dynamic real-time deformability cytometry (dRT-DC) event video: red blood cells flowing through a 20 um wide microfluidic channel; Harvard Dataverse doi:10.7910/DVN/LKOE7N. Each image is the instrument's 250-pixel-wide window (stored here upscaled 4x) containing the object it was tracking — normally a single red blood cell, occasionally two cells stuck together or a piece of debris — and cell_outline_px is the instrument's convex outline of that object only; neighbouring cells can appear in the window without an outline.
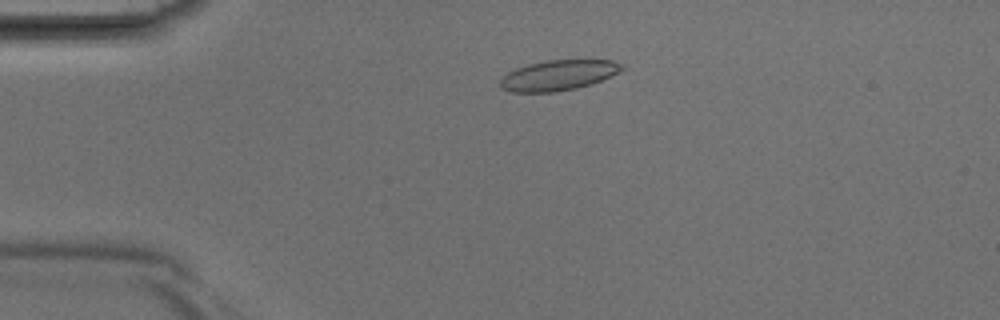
{"species": "Egyptian fruit bat (a non-hibernating species)", "species_latin": "Rousettus aegyptiacus", "temperature_condition": "room temperature", "stored_images_in_passage": 38, "camera_frame_rate_fps": 3000, "um_per_image_px": 0.085, "animal": {"sex": "male"}, "frame": {"image": 1, "passage_image": 6, "time_ms": 1.667, "image_size_px": [1000, 320], "cell_outline_px": [[624, 68], [600, 80], [576, 88], [552, 92], [512, 92], [500, 88], [500, 80], [508, 72], [516, 68], [528, 64], [548, 60], [612, 60], [624, 64]], "centroid_in_image_um": [47.41, 6.39], "position_along_channel_um": 37.6, "area_um2": 21.15}}
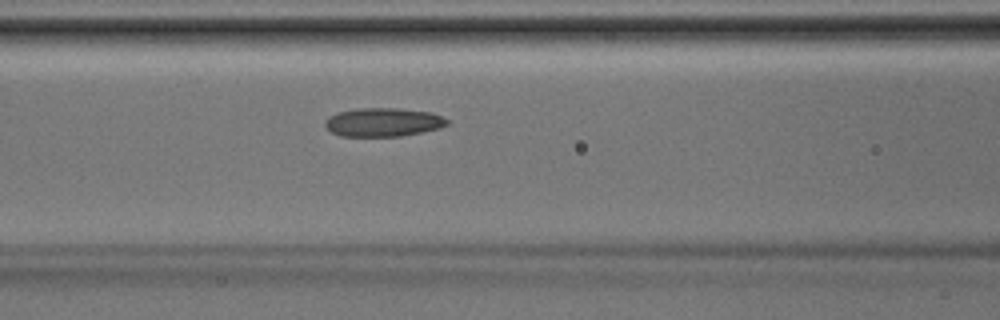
{"frame": {"image": 2, "passage_image": 14, "time_ms": 4.333, "image_size_px": [1000, 320], "cell_outline_px": [[448, 124], [440, 128], [400, 136], [340, 136], [332, 132], [324, 124], [324, 120], [328, 116], [336, 112], [356, 108], [400, 108], [432, 112], [448, 120]], "centroid_in_image_um": [32.53, 10.37], "position_along_channel_um": 134.1, "area_um2": 20.46}}
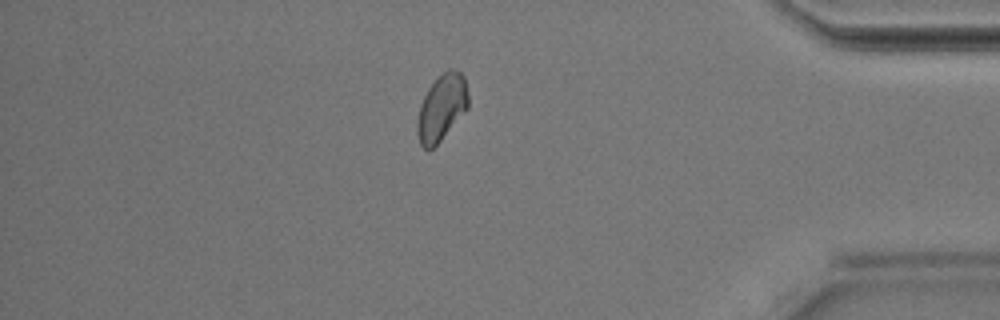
{"frame": {"image": 3, "passage_image": 32, "time_ms": 10.333, "image_size_px": [1000, 320], "cell_outline_px": [[468, 108], [440, 140], [428, 152], [420, 144], [416, 132], [416, 124], [420, 104], [428, 88], [448, 68], [452, 68], [460, 72], [464, 76], [468, 92]], "centroid_in_image_um": [37.53, 9.15], "position_along_channel_um": 397.7, "area_um2": 19.59}}